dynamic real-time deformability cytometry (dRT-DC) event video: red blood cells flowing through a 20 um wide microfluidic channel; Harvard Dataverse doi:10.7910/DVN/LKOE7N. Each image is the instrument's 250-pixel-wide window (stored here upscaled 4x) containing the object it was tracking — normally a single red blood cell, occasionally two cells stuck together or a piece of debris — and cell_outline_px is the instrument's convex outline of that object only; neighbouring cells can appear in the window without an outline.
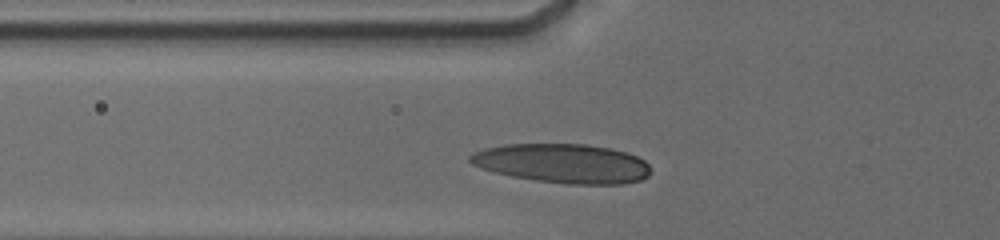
{"species": "human", "species_latin": "Homo sapiens", "temperature_condition": "cold", "stored_images_in_passage": 47, "camera_frame_rate_fps": 3000, "um_per_image_px": 0.085, "donor": {"sex": "male"}, "frame": {"image": 1, "passage_image": 3, "time_ms": 0.333, "image_size_px": [1000, 240], "cell_outline_px": [[648, 176], [640, 180], [620, 184], [568, 184], [536, 180], [512, 176], [492, 172], [480, 168], [472, 164], [468, 160], [468, 156], [472, 152], [484, 148], [504, 144], [584, 144], [612, 148], [628, 152], [644, 160], [648, 164]], "centroid_in_image_um": [47.78, 13.88], "position_along_channel_um": 78.0, "area_um2": 41.44}}
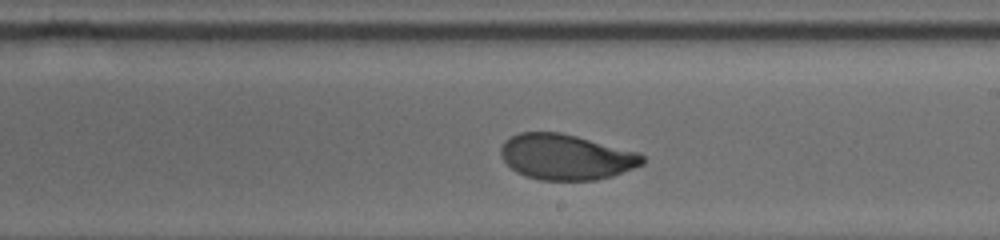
{"frame": {"image": 2, "passage_image": 26, "time_ms": 4.667, "image_size_px": [1000, 240], "cell_outline_px": [[644, 164], [612, 176], [596, 180], [540, 180], [524, 176], [516, 172], [504, 160], [500, 152], [500, 148], [504, 140], [520, 132], [560, 132], [640, 152], [644, 156]], "centroid_in_image_um": [48.12, 13.34], "position_along_channel_um": 240.9, "area_um2": 37.69}}
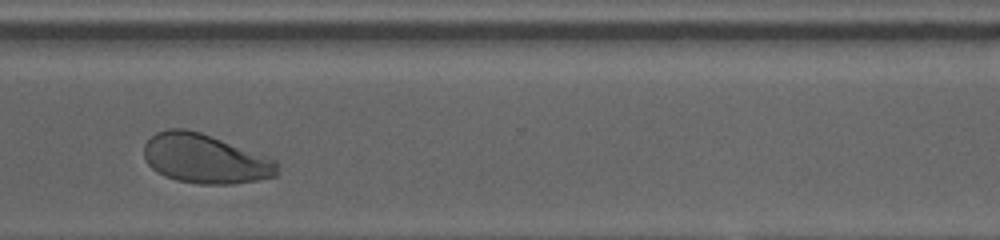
{"frame": {"image": 3, "passage_image": 46, "time_ms": 7.667, "image_size_px": [1000, 240], "cell_outline_px": [[276, 176], [256, 180], [232, 184], [200, 184], [176, 180], [164, 176], [156, 172], [148, 164], [144, 156], [144, 144], [156, 132], [168, 128], [184, 128], [200, 132], [268, 156], [276, 160]], "centroid_in_image_um": [17.4, 13.49], "position_along_channel_um": 353.2, "area_um2": 38.26}}